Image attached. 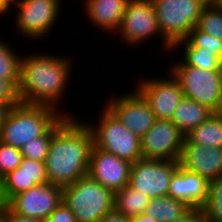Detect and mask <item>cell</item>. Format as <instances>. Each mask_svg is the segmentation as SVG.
I'll list each match as a JSON object with an SVG mask.
<instances>
[{
    "mask_svg": "<svg viewBox=\"0 0 222 222\" xmlns=\"http://www.w3.org/2000/svg\"><path fill=\"white\" fill-rule=\"evenodd\" d=\"M70 58L62 56L29 54L21 58L18 94L21 103L44 105L59 109L58 101L66 95L72 67Z\"/></svg>",
    "mask_w": 222,
    "mask_h": 222,
    "instance_id": "2",
    "label": "cell"
},
{
    "mask_svg": "<svg viewBox=\"0 0 222 222\" xmlns=\"http://www.w3.org/2000/svg\"><path fill=\"white\" fill-rule=\"evenodd\" d=\"M12 6L13 0H0V17L4 16L5 13L12 12Z\"/></svg>",
    "mask_w": 222,
    "mask_h": 222,
    "instance_id": "36",
    "label": "cell"
},
{
    "mask_svg": "<svg viewBox=\"0 0 222 222\" xmlns=\"http://www.w3.org/2000/svg\"><path fill=\"white\" fill-rule=\"evenodd\" d=\"M150 198L132 189L128 185L114 194V211L125 215L127 218L144 213Z\"/></svg>",
    "mask_w": 222,
    "mask_h": 222,
    "instance_id": "24",
    "label": "cell"
},
{
    "mask_svg": "<svg viewBox=\"0 0 222 222\" xmlns=\"http://www.w3.org/2000/svg\"><path fill=\"white\" fill-rule=\"evenodd\" d=\"M104 106L140 139L156 121L149 103L136 88L128 94L113 96Z\"/></svg>",
    "mask_w": 222,
    "mask_h": 222,
    "instance_id": "11",
    "label": "cell"
},
{
    "mask_svg": "<svg viewBox=\"0 0 222 222\" xmlns=\"http://www.w3.org/2000/svg\"><path fill=\"white\" fill-rule=\"evenodd\" d=\"M179 166L197 173L208 183L222 175V148L199 146L184 140Z\"/></svg>",
    "mask_w": 222,
    "mask_h": 222,
    "instance_id": "16",
    "label": "cell"
},
{
    "mask_svg": "<svg viewBox=\"0 0 222 222\" xmlns=\"http://www.w3.org/2000/svg\"><path fill=\"white\" fill-rule=\"evenodd\" d=\"M207 222H222V175L208 184V198L203 206Z\"/></svg>",
    "mask_w": 222,
    "mask_h": 222,
    "instance_id": "27",
    "label": "cell"
},
{
    "mask_svg": "<svg viewBox=\"0 0 222 222\" xmlns=\"http://www.w3.org/2000/svg\"><path fill=\"white\" fill-rule=\"evenodd\" d=\"M185 135L171 120L156 119L140 139L142 157L153 160H179Z\"/></svg>",
    "mask_w": 222,
    "mask_h": 222,
    "instance_id": "12",
    "label": "cell"
},
{
    "mask_svg": "<svg viewBox=\"0 0 222 222\" xmlns=\"http://www.w3.org/2000/svg\"><path fill=\"white\" fill-rule=\"evenodd\" d=\"M185 41L190 46H197L207 48L209 51H213L222 60V41L214 38L213 36L204 33L196 26L190 31Z\"/></svg>",
    "mask_w": 222,
    "mask_h": 222,
    "instance_id": "29",
    "label": "cell"
},
{
    "mask_svg": "<svg viewBox=\"0 0 222 222\" xmlns=\"http://www.w3.org/2000/svg\"><path fill=\"white\" fill-rule=\"evenodd\" d=\"M183 46V47H182ZM183 48V61H175L173 65H189L200 69L222 71V60L213 51L197 46H190L185 40L177 42L172 51Z\"/></svg>",
    "mask_w": 222,
    "mask_h": 222,
    "instance_id": "21",
    "label": "cell"
},
{
    "mask_svg": "<svg viewBox=\"0 0 222 222\" xmlns=\"http://www.w3.org/2000/svg\"><path fill=\"white\" fill-rule=\"evenodd\" d=\"M178 166V160L138 159L132 163L128 186L149 198L168 196L170 180Z\"/></svg>",
    "mask_w": 222,
    "mask_h": 222,
    "instance_id": "10",
    "label": "cell"
},
{
    "mask_svg": "<svg viewBox=\"0 0 222 222\" xmlns=\"http://www.w3.org/2000/svg\"><path fill=\"white\" fill-rule=\"evenodd\" d=\"M191 208L183 201L170 196L150 198L144 214L158 222H173L184 216Z\"/></svg>",
    "mask_w": 222,
    "mask_h": 222,
    "instance_id": "22",
    "label": "cell"
},
{
    "mask_svg": "<svg viewBox=\"0 0 222 222\" xmlns=\"http://www.w3.org/2000/svg\"><path fill=\"white\" fill-rule=\"evenodd\" d=\"M22 55L0 39V79L20 80Z\"/></svg>",
    "mask_w": 222,
    "mask_h": 222,
    "instance_id": "26",
    "label": "cell"
},
{
    "mask_svg": "<svg viewBox=\"0 0 222 222\" xmlns=\"http://www.w3.org/2000/svg\"><path fill=\"white\" fill-rule=\"evenodd\" d=\"M63 116L71 114L50 106L20 103L8 109L0 141L21 149L30 140L45 135Z\"/></svg>",
    "mask_w": 222,
    "mask_h": 222,
    "instance_id": "3",
    "label": "cell"
},
{
    "mask_svg": "<svg viewBox=\"0 0 222 222\" xmlns=\"http://www.w3.org/2000/svg\"><path fill=\"white\" fill-rule=\"evenodd\" d=\"M98 222H130V218L113 210L104 215Z\"/></svg>",
    "mask_w": 222,
    "mask_h": 222,
    "instance_id": "35",
    "label": "cell"
},
{
    "mask_svg": "<svg viewBox=\"0 0 222 222\" xmlns=\"http://www.w3.org/2000/svg\"><path fill=\"white\" fill-rule=\"evenodd\" d=\"M5 222H41L40 219L27 217L15 213L7 204L5 205Z\"/></svg>",
    "mask_w": 222,
    "mask_h": 222,
    "instance_id": "34",
    "label": "cell"
},
{
    "mask_svg": "<svg viewBox=\"0 0 222 222\" xmlns=\"http://www.w3.org/2000/svg\"><path fill=\"white\" fill-rule=\"evenodd\" d=\"M0 222H5V207L0 211Z\"/></svg>",
    "mask_w": 222,
    "mask_h": 222,
    "instance_id": "41",
    "label": "cell"
},
{
    "mask_svg": "<svg viewBox=\"0 0 222 222\" xmlns=\"http://www.w3.org/2000/svg\"><path fill=\"white\" fill-rule=\"evenodd\" d=\"M114 194L87 174L62 188V201L76 222H98L114 210Z\"/></svg>",
    "mask_w": 222,
    "mask_h": 222,
    "instance_id": "4",
    "label": "cell"
},
{
    "mask_svg": "<svg viewBox=\"0 0 222 222\" xmlns=\"http://www.w3.org/2000/svg\"><path fill=\"white\" fill-rule=\"evenodd\" d=\"M130 222H158V220H156L155 218H152L149 215L142 213L135 217H131Z\"/></svg>",
    "mask_w": 222,
    "mask_h": 222,
    "instance_id": "37",
    "label": "cell"
},
{
    "mask_svg": "<svg viewBox=\"0 0 222 222\" xmlns=\"http://www.w3.org/2000/svg\"><path fill=\"white\" fill-rule=\"evenodd\" d=\"M128 2L129 0H85L83 4L88 21L100 30L113 34L120 28Z\"/></svg>",
    "mask_w": 222,
    "mask_h": 222,
    "instance_id": "19",
    "label": "cell"
},
{
    "mask_svg": "<svg viewBox=\"0 0 222 222\" xmlns=\"http://www.w3.org/2000/svg\"><path fill=\"white\" fill-rule=\"evenodd\" d=\"M173 222H207L203 209L191 208L184 216Z\"/></svg>",
    "mask_w": 222,
    "mask_h": 222,
    "instance_id": "33",
    "label": "cell"
},
{
    "mask_svg": "<svg viewBox=\"0 0 222 222\" xmlns=\"http://www.w3.org/2000/svg\"><path fill=\"white\" fill-rule=\"evenodd\" d=\"M23 155L21 149L0 141V179L20 166Z\"/></svg>",
    "mask_w": 222,
    "mask_h": 222,
    "instance_id": "30",
    "label": "cell"
},
{
    "mask_svg": "<svg viewBox=\"0 0 222 222\" xmlns=\"http://www.w3.org/2000/svg\"><path fill=\"white\" fill-rule=\"evenodd\" d=\"M185 139L199 146L222 148V117L211 114L186 134Z\"/></svg>",
    "mask_w": 222,
    "mask_h": 222,
    "instance_id": "23",
    "label": "cell"
},
{
    "mask_svg": "<svg viewBox=\"0 0 222 222\" xmlns=\"http://www.w3.org/2000/svg\"><path fill=\"white\" fill-rule=\"evenodd\" d=\"M46 183H48V180L45 162L23 157L19 167L8 172L0 179L1 194L5 204H7L19 193L38 184Z\"/></svg>",
    "mask_w": 222,
    "mask_h": 222,
    "instance_id": "17",
    "label": "cell"
},
{
    "mask_svg": "<svg viewBox=\"0 0 222 222\" xmlns=\"http://www.w3.org/2000/svg\"><path fill=\"white\" fill-rule=\"evenodd\" d=\"M5 202L3 200L2 194H1V185H0V211L5 207Z\"/></svg>",
    "mask_w": 222,
    "mask_h": 222,
    "instance_id": "40",
    "label": "cell"
},
{
    "mask_svg": "<svg viewBox=\"0 0 222 222\" xmlns=\"http://www.w3.org/2000/svg\"><path fill=\"white\" fill-rule=\"evenodd\" d=\"M196 27L222 41V5L218 0H210L203 8Z\"/></svg>",
    "mask_w": 222,
    "mask_h": 222,
    "instance_id": "25",
    "label": "cell"
},
{
    "mask_svg": "<svg viewBox=\"0 0 222 222\" xmlns=\"http://www.w3.org/2000/svg\"><path fill=\"white\" fill-rule=\"evenodd\" d=\"M208 184L197 173L178 166L170 180L168 196L185 202L190 208L202 209L208 198Z\"/></svg>",
    "mask_w": 222,
    "mask_h": 222,
    "instance_id": "18",
    "label": "cell"
},
{
    "mask_svg": "<svg viewBox=\"0 0 222 222\" xmlns=\"http://www.w3.org/2000/svg\"><path fill=\"white\" fill-rule=\"evenodd\" d=\"M169 70L179 81L184 97L197 101L212 112L215 110L222 91V71L172 64Z\"/></svg>",
    "mask_w": 222,
    "mask_h": 222,
    "instance_id": "8",
    "label": "cell"
},
{
    "mask_svg": "<svg viewBox=\"0 0 222 222\" xmlns=\"http://www.w3.org/2000/svg\"><path fill=\"white\" fill-rule=\"evenodd\" d=\"M61 4L60 0H13V5L18 7L14 14L17 31L32 40L49 37L57 24Z\"/></svg>",
    "mask_w": 222,
    "mask_h": 222,
    "instance_id": "9",
    "label": "cell"
},
{
    "mask_svg": "<svg viewBox=\"0 0 222 222\" xmlns=\"http://www.w3.org/2000/svg\"><path fill=\"white\" fill-rule=\"evenodd\" d=\"M63 116L52 127V138L45 159L47 180L65 187L88 174L93 147L92 130L87 122Z\"/></svg>",
    "mask_w": 222,
    "mask_h": 222,
    "instance_id": "1",
    "label": "cell"
},
{
    "mask_svg": "<svg viewBox=\"0 0 222 222\" xmlns=\"http://www.w3.org/2000/svg\"><path fill=\"white\" fill-rule=\"evenodd\" d=\"M212 111L197 101L184 97L174 110L171 121L184 134L204 122Z\"/></svg>",
    "mask_w": 222,
    "mask_h": 222,
    "instance_id": "20",
    "label": "cell"
},
{
    "mask_svg": "<svg viewBox=\"0 0 222 222\" xmlns=\"http://www.w3.org/2000/svg\"><path fill=\"white\" fill-rule=\"evenodd\" d=\"M52 138V128L43 136L34 138L21 148L24 158L45 162Z\"/></svg>",
    "mask_w": 222,
    "mask_h": 222,
    "instance_id": "28",
    "label": "cell"
},
{
    "mask_svg": "<svg viewBox=\"0 0 222 222\" xmlns=\"http://www.w3.org/2000/svg\"><path fill=\"white\" fill-rule=\"evenodd\" d=\"M19 84L20 80L0 79V104L11 108L21 103L18 94Z\"/></svg>",
    "mask_w": 222,
    "mask_h": 222,
    "instance_id": "31",
    "label": "cell"
},
{
    "mask_svg": "<svg viewBox=\"0 0 222 222\" xmlns=\"http://www.w3.org/2000/svg\"><path fill=\"white\" fill-rule=\"evenodd\" d=\"M41 222H76L74 214L62 201L59 206L52 211L49 217L41 220Z\"/></svg>",
    "mask_w": 222,
    "mask_h": 222,
    "instance_id": "32",
    "label": "cell"
},
{
    "mask_svg": "<svg viewBox=\"0 0 222 222\" xmlns=\"http://www.w3.org/2000/svg\"><path fill=\"white\" fill-rule=\"evenodd\" d=\"M167 79L140 78L136 89L149 103L156 119L171 120L174 110L184 98L179 81L170 73Z\"/></svg>",
    "mask_w": 222,
    "mask_h": 222,
    "instance_id": "13",
    "label": "cell"
},
{
    "mask_svg": "<svg viewBox=\"0 0 222 222\" xmlns=\"http://www.w3.org/2000/svg\"><path fill=\"white\" fill-rule=\"evenodd\" d=\"M212 114L222 117V91L220 92L218 103L215 107V110L212 112Z\"/></svg>",
    "mask_w": 222,
    "mask_h": 222,
    "instance_id": "38",
    "label": "cell"
},
{
    "mask_svg": "<svg viewBox=\"0 0 222 222\" xmlns=\"http://www.w3.org/2000/svg\"><path fill=\"white\" fill-rule=\"evenodd\" d=\"M132 163L93 145L88 175L114 193L129 183Z\"/></svg>",
    "mask_w": 222,
    "mask_h": 222,
    "instance_id": "15",
    "label": "cell"
},
{
    "mask_svg": "<svg viewBox=\"0 0 222 222\" xmlns=\"http://www.w3.org/2000/svg\"><path fill=\"white\" fill-rule=\"evenodd\" d=\"M62 202V187L51 183L38 184L14 196L7 205L23 216L43 220Z\"/></svg>",
    "mask_w": 222,
    "mask_h": 222,
    "instance_id": "14",
    "label": "cell"
},
{
    "mask_svg": "<svg viewBox=\"0 0 222 222\" xmlns=\"http://www.w3.org/2000/svg\"><path fill=\"white\" fill-rule=\"evenodd\" d=\"M8 109L9 108L7 106L0 104V132H1V127L3 125V121H4V118Z\"/></svg>",
    "mask_w": 222,
    "mask_h": 222,
    "instance_id": "39",
    "label": "cell"
},
{
    "mask_svg": "<svg viewBox=\"0 0 222 222\" xmlns=\"http://www.w3.org/2000/svg\"><path fill=\"white\" fill-rule=\"evenodd\" d=\"M101 112L96 125L87 123L92 130L93 145L131 163L143 158L140 138L126 128L106 106Z\"/></svg>",
    "mask_w": 222,
    "mask_h": 222,
    "instance_id": "6",
    "label": "cell"
},
{
    "mask_svg": "<svg viewBox=\"0 0 222 222\" xmlns=\"http://www.w3.org/2000/svg\"><path fill=\"white\" fill-rule=\"evenodd\" d=\"M210 0H152L160 32L173 47L185 40L197 26L203 8Z\"/></svg>",
    "mask_w": 222,
    "mask_h": 222,
    "instance_id": "5",
    "label": "cell"
},
{
    "mask_svg": "<svg viewBox=\"0 0 222 222\" xmlns=\"http://www.w3.org/2000/svg\"><path fill=\"white\" fill-rule=\"evenodd\" d=\"M125 45L139 46L144 41L160 36L166 52L172 46L163 38L152 0H129L119 30Z\"/></svg>",
    "mask_w": 222,
    "mask_h": 222,
    "instance_id": "7",
    "label": "cell"
}]
</instances>
